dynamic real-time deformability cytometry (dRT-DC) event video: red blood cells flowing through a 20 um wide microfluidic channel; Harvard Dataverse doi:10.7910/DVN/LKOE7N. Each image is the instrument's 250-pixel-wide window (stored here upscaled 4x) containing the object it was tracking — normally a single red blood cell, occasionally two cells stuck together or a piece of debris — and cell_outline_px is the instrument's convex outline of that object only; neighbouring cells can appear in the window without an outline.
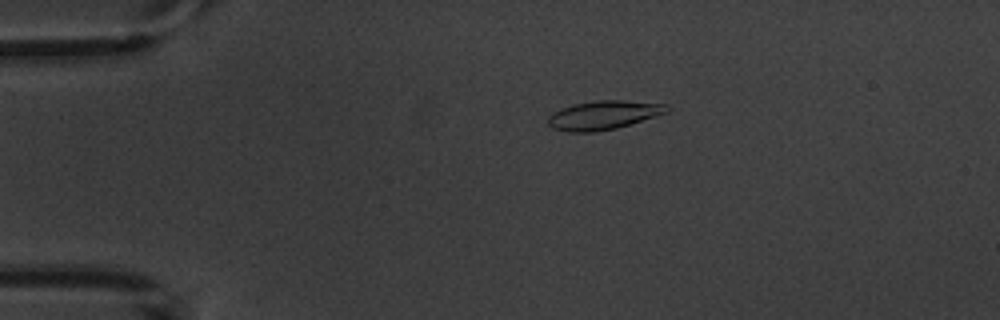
{"species": "common noctule bat (a hibernating species)", "species_latin": "Nyctalus noctula", "temperature_condition": "warm", "stored_images_in_passage": 4, "camera_frame_rate_fps": 3000, "um_per_image_px": 0.085, "animal": {"sex": "male", "body_mass_g": 20.1, "forearm_length_mm": 53.5}, "frame": {"image": 1, "passage_image": 2, "time_ms": 1.333, "image_size_px": [1000, 320], "cell_outline_px": [[672, 108], [668, 112], [656, 116], [616, 128], [592, 132], [568, 132], [552, 128], [548, 124], [548, 116], [552, 112], [560, 108], [572, 104], [596, 100], [624, 100], [668, 104]], "centroid_in_image_um": [51.29, 9.77], "position_along_channel_um": 33.7, "area_um2": 20.17}}
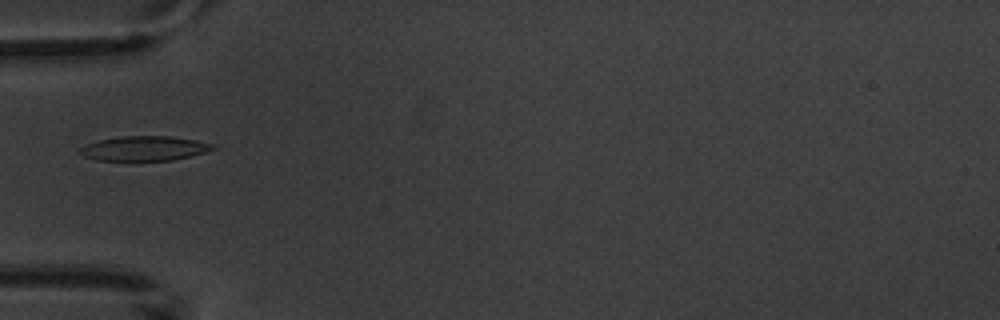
{"frame": {"image": 2, "passage_image": 4, "time_ms": 3.667, "image_size_px": [1000, 320], "cell_outline_px": [[216, 148], [204, 152], [172, 160], [96, 160], [84, 156], [80, 152], [80, 148], [88, 144], [100, 140], [120, 136], [172, 136], [196, 140], [216, 144]], "centroid_in_image_um": [12.3, 12.6], "position_along_channel_um": 72.7, "area_um2": 18.84}}